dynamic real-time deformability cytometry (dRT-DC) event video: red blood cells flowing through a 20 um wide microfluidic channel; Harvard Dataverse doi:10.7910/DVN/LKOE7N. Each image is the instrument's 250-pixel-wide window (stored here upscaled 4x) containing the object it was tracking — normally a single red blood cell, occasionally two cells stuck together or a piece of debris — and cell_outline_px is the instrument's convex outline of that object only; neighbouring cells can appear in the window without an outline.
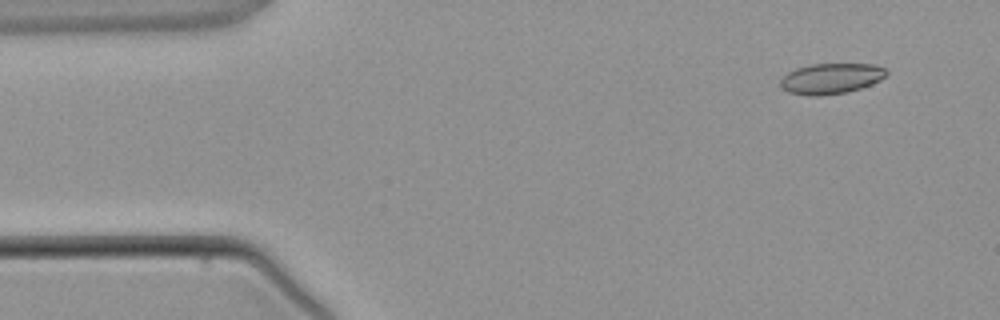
{"species": "common noctule bat (a hibernating species)", "species_latin": "Nyctalus noctula", "temperature_condition": "warm", "stored_images_in_passage": 4, "camera_frame_rate_fps": 3000, "um_per_image_px": 0.085, "animal": {"sex": "male", "body_mass_g": 21.5, "forearm_length_mm": 52.0}, "frame": {"image": 1, "passage_image": 2, "time_ms": 1.0, "image_size_px": [1000, 320], "cell_outline_px": [[888, 72], [880, 80], [872, 84], [848, 92], [820, 96], [808, 96], [788, 92], [780, 88], [780, 80], [788, 72], [796, 68], [812, 64], [876, 64], [884, 68]], "centroid_in_image_um": [70.62, 6.68], "position_along_channel_um": 14.4, "area_um2": 19.02}}
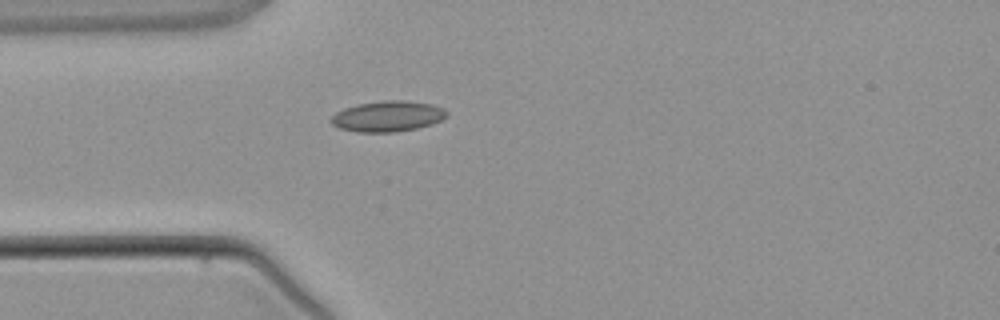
{"frame": {"image": 2, "passage_image": 4, "time_ms": 3.667, "image_size_px": [1000, 320], "cell_outline_px": [[448, 116], [432, 124], [416, 128], [396, 132], [356, 132], [340, 128], [332, 124], [328, 120], [336, 112], [344, 108], [356, 104], [380, 100], [404, 100], [432, 104], [444, 108], [448, 112]], "centroid_in_image_um": [32.94, 9.87], "position_along_channel_um": 52.1, "area_um2": 20.92}}